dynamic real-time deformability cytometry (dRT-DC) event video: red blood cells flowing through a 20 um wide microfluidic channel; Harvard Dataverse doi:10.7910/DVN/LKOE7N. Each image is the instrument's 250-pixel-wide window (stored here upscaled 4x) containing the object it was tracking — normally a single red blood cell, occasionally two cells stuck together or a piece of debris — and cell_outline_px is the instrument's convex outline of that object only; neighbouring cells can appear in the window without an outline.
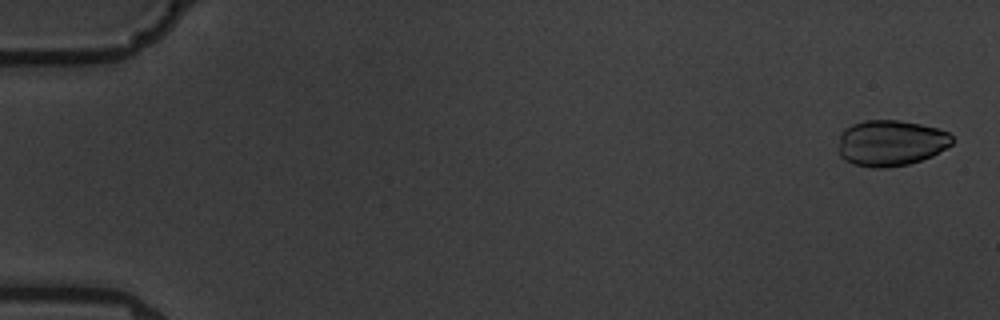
{"species": "common noctule bat (a hibernating species)", "species_latin": "Nyctalus noctula", "temperature_condition": "warm", "stored_images_in_passage": 6, "camera_frame_rate_fps": 3000, "um_per_image_px": 0.085, "animal": {"sex": "male", "body_mass_g": 19.5, "forearm_length_mm": 54.6}, "frame": {"image": 1, "passage_image": 1, "time_ms": 0.0, "image_size_px": [1000, 320], "cell_outline_px": [[952, 144], [948, 148], [932, 156], [908, 164], [888, 168], [872, 168], [852, 164], [844, 160], [840, 156], [840, 132], [844, 128], [852, 124], [864, 120], [900, 120], [920, 124], [936, 128], [948, 132], [952, 136]], "centroid_in_image_um": [75.71, 12.16], "position_along_channel_um": 9.3, "area_um2": 30.69}}
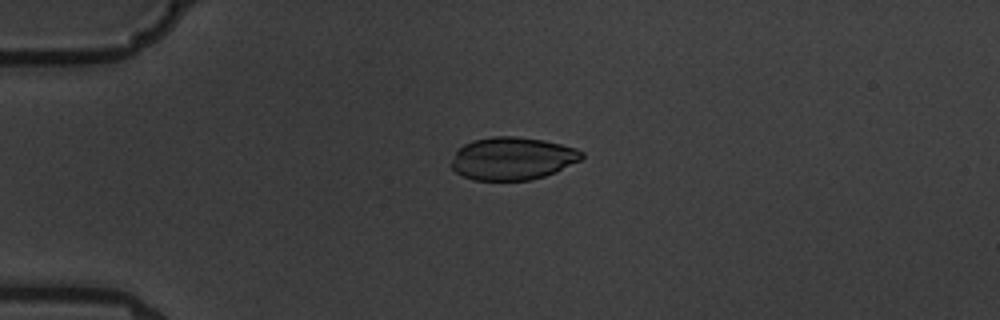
{"frame": {"image": 2, "passage_image": 4, "time_ms": 4.333, "image_size_px": [1000, 320], "cell_outline_px": [[584, 156], [580, 160], [556, 172], [532, 180], [472, 180], [456, 172], [452, 168], [452, 160], [456, 152], [464, 144], [472, 140], [492, 136], [516, 136], [544, 140], [576, 148], [584, 152]], "centroid_in_image_um": [43.57, 13.47], "position_along_channel_um": 41.4, "area_um2": 32.48}}